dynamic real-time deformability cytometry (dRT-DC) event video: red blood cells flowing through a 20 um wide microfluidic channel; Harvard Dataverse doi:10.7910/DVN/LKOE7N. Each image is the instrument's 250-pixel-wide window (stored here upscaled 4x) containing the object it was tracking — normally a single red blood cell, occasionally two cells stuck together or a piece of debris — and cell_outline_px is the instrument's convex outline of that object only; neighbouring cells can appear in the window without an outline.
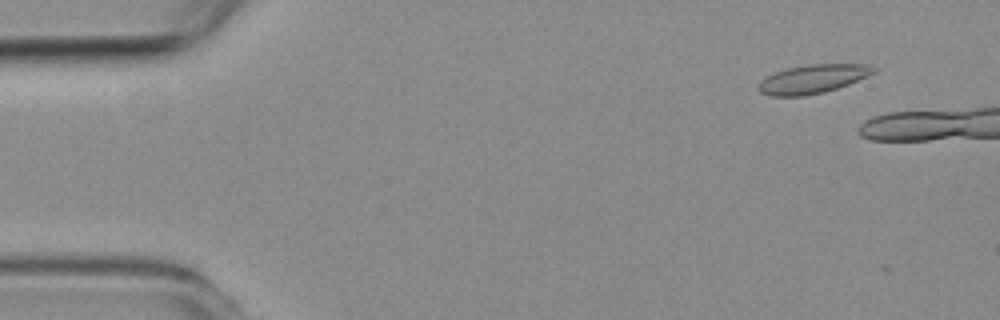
{"species": "common noctule bat (a hibernating species)", "species_latin": "Nyctalus noctula", "temperature_condition": "room temperature", "stored_images_in_passage": 7, "camera_frame_rate_fps": 3000, "um_per_image_px": 0.085, "animal": {"sex": "female", "body_mass_g": 19.3, "forearm_length_mm": 54.1}, "frame": {"image": 1, "passage_image": 2, "time_ms": 1.0, "image_size_px": [1000, 320], "cell_outline_px": [[880, 68], [876, 72], [868, 76], [848, 84], [824, 92], [804, 96], [768, 96], [760, 92], [756, 88], [760, 80], [776, 72], [788, 68], [812, 64], [868, 64]], "centroid_in_image_um": [69.1, 6.71], "position_along_channel_um": 15.9, "area_um2": 19.36}}